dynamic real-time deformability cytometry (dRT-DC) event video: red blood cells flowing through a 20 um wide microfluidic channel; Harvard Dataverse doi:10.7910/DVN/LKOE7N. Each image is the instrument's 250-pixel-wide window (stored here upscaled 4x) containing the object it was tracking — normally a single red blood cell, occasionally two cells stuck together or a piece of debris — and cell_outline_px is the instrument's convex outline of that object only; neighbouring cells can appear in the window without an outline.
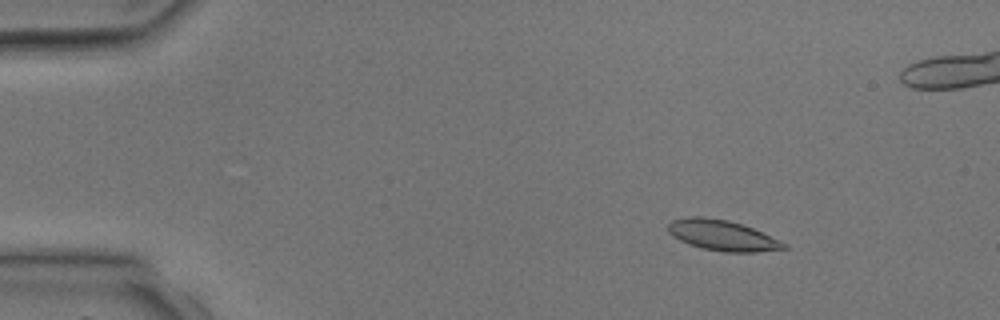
{"species": "common noctule bat (a hibernating species)", "species_latin": "Nyctalus noctula", "temperature_condition": "room temperature", "stored_images_in_passage": 5, "camera_frame_rate_fps": 3000, "um_per_image_px": 0.085, "animal": {"sex": "male", "body_mass_g": 17.9, "forearm_length_mm": 54.2}, "frame": {"image": 1, "passage_image": 2, "time_ms": 1.333, "image_size_px": [1000, 320], "cell_outline_px": [[788, 248], [756, 252], [724, 252], [700, 248], [688, 244], [672, 236], [668, 232], [668, 224], [672, 220], [692, 216], [700, 216], [728, 220], [752, 228], [788, 244]], "centroid_in_image_um": [61.37, 20.01], "position_along_channel_um": 23.6, "area_um2": 20.52}}